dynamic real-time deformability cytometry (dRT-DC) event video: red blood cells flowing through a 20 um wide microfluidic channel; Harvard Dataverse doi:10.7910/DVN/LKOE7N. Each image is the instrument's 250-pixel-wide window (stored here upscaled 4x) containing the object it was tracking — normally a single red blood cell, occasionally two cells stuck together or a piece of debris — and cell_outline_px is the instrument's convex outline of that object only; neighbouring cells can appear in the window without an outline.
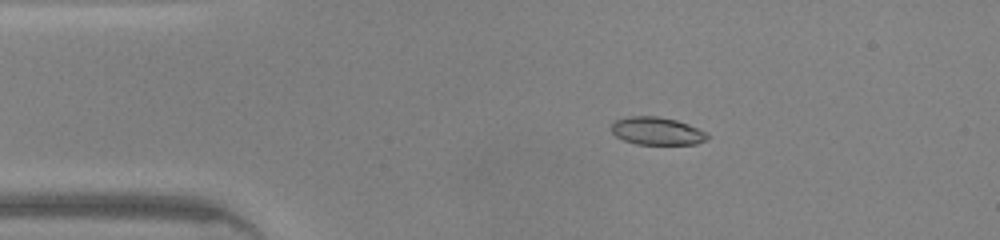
{"species": "common noctule bat (a hibernating species)", "species_latin": "Nyctalus noctula", "temperature_condition": "warm", "stored_images_in_passage": 45, "camera_frame_rate_fps": 3000, "um_per_image_px": 0.085, "animal": {"sex": "male", "body_mass_g": 20.0, "forearm_length_mm": 53.3}, "frame": {"image": 1, "passage_image": 8, "time_ms": 2.333, "image_size_px": [1000, 240], "cell_outline_px": [[708, 140], [696, 144], [636, 144], [624, 140], [616, 136], [608, 128], [616, 120], [628, 116], [656, 116], [676, 120], [688, 124], [704, 132], [708, 136]], "centroid_in_image_um": [55.8, 11.14], "position_along_channel_um": 29.2, "area_um2": 15.49}}
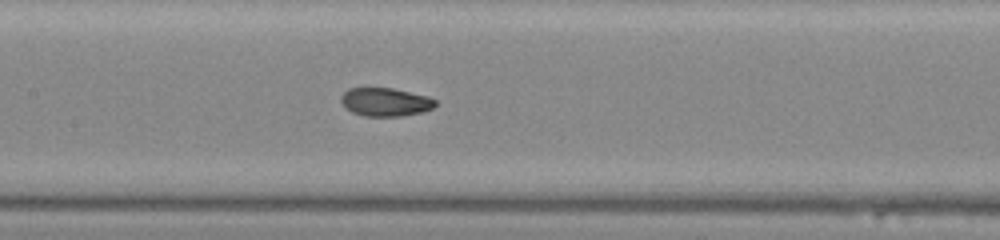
{"frame": {"image": 2, "passage_image": 21, "time_ms": 6.667, "image_size_px": [1000, 240], "cell_outline_px": [[436, 104], [432, 108], [424, 112], [400, 116], [364, 116], [352, 112], [340, 100], [340, 96], [348, 88], [392, 88], [428, 96], [436, 100]], "centroid_in_image_um": [32.77, 8.67], "position_along_channel_um": 174.6, "area_um2": 15.55}}
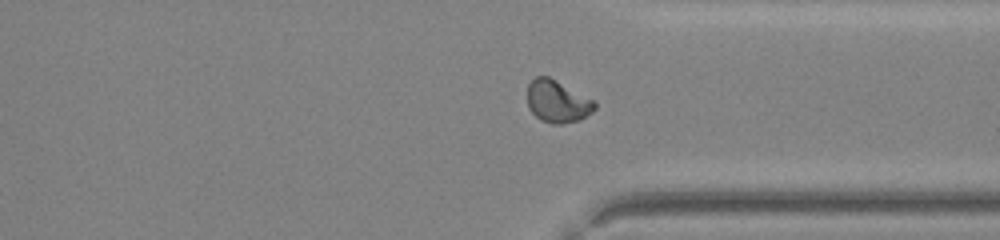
{"frame": {"image": 3, "passage_image": 34, "time_ms": 11.0, "image_size_px": [1000, 240], "cell_outline_px": [[596, 108], [592, 112], [580, 120], [560, 124], [552, 124], [540, 120], [528, 108], [528, 84], [536, 76], [548, 76], [556, 80], [592, 100], [596, 104]], "centroid_in_image_um": [47.35, 8.64], "position_along_channel_um": 364.0, "area_um2": 16.42}, "authors_computed_cell_mechanics": {"area_um2": 16.1262, "velocity_mm_per_s": 4.3924, "shape_relaxation_time_tau1_ms": 3.5104, "shape_relaxation_time_tau2_ms": 1.2544, "deformation_change_tau1": 0.1689, "deformation_change_tau2": 0.0533}}